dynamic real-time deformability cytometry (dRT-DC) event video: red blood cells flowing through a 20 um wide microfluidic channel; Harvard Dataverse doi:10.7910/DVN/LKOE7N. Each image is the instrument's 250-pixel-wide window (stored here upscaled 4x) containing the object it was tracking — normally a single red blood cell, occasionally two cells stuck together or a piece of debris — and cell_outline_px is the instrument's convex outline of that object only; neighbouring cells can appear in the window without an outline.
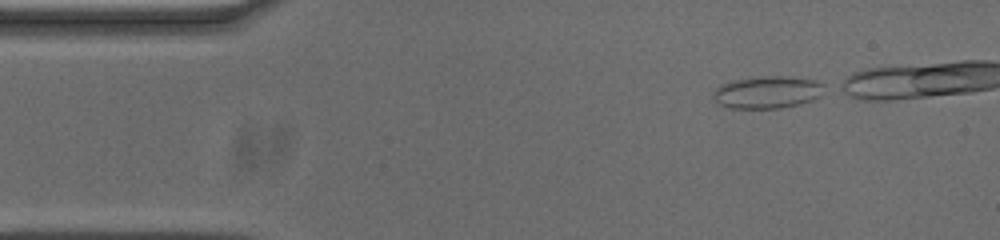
{"species": "common noctule bat (a hibernating species)", "species_latin": "Nyctalus noctula", "temperature_condition": "cold", "stored_images_in_passage": 17, "camera_frame_rate_fps": 3000, "um_per_image_px": 0.085, "animal": {"sex": "male", "body_mass_g": 20.0, "forearm_length_mm": 53.3}, "frame": {"image": 1, "passage_image": 1, "time_ms": 0.0, "image_size_px": [1000, 240], "cell_outline_px": [[828, 88], [820, 96], [812, 100], [800, 104], [780, 108], [728, 108], [712, 100], [712, 92], [720, 84], [736, 80], [764, 76], [784, 76], [812, 80], [824, 84]], "centroid_in_image_um": [65.22, 7.85], "position_along_channel_um": 19.8, "area_um2": 21.04}}
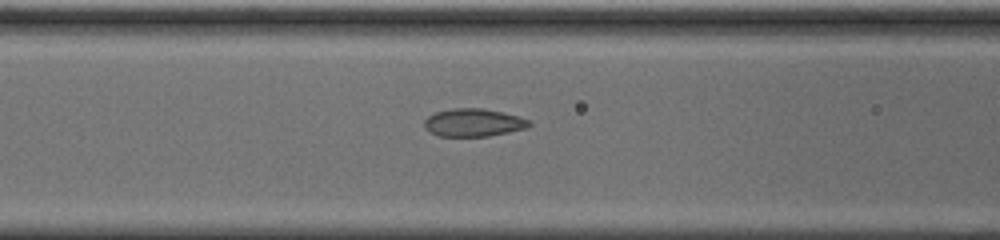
{"frame": {"image": 2, "passage_image": 15, "time_ms": 4.667, "image_size_px": [1000, 240], "cell_outline_px": [[532, 124], [524, 128], [508, 132], [488, 136], [440, 136], [424, 128], [424, 120], [428, 116], [436, 112], [452, 108], [484, 108], [516, 116], [528, 120]], "centroid_in_image_um": [40.2, 10.41], "position_along_channel_um": 126.4, "area_um2": 16.76}}